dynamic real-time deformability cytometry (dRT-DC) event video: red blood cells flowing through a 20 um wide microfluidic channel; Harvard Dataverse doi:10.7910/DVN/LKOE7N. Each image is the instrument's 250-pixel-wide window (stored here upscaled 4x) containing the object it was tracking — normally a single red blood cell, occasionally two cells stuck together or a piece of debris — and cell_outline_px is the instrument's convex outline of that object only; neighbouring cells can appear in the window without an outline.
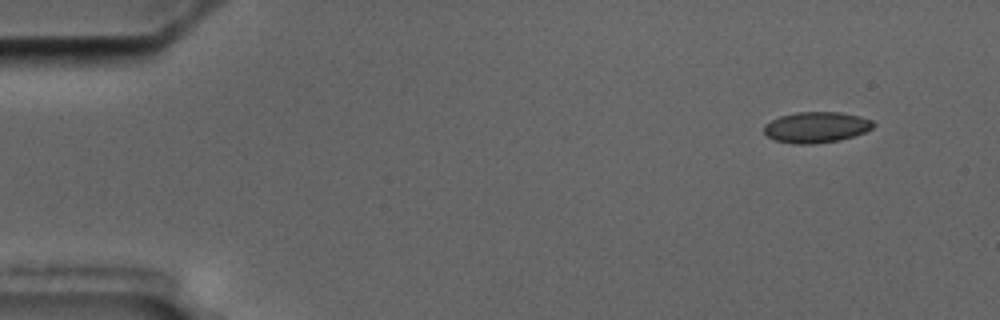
{"species": "common noctule bat (a hibernating species)", "species_latin": "Nyctalus noctula", "temperature_condition": "cold", "stored_images_in_passage": 6, "segment_of_instrument_passage": [2, 2], "camera_frame_rate_fps": 3000, "um_per_image_px": 0.085, "animal": {"sex": "male", "body_mass_g": 17.5, "forearm_length_mm": 52.3}, "frame": {"image": 1, "passage_image": 6, "time_ms": 6.667, "image_size_px": [1000, 320], "cell_outline_px": [[876, 124], [872, 128], [864, 132], [852, 136], [836, 140], [812, 144], [792, 144], [776, 140], [768, 136], [764, 132], [764, 124], [780, 116], [796, 112], [840, 112], [860, 116], [872, 120]], "centroid_in_image_um": [69.37, 10.81], "position_along_channel_um": 15.6, "area_um2": 19.54}}